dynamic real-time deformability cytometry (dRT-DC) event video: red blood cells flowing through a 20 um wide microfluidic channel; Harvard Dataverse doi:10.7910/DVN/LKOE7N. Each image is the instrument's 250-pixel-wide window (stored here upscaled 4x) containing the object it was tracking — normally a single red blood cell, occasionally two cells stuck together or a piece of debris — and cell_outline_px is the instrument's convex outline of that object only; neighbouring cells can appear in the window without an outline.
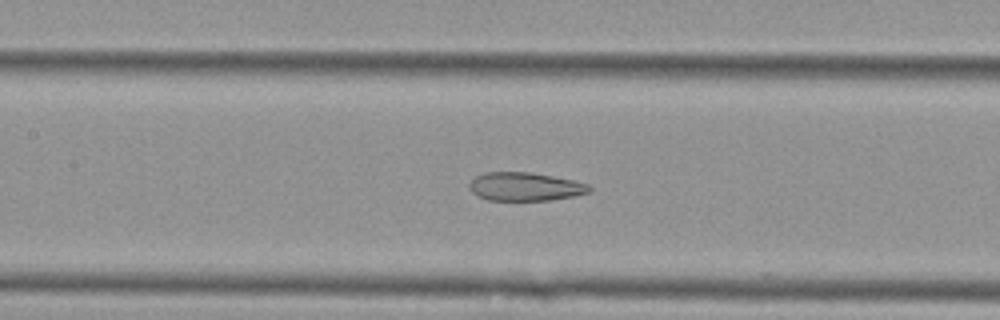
{"species": "Egyptian fruit bat (a non-hibernating species)", "species_latin": "Rousettus aegyptiacus", "temperature_condition": "cold", "stored_images_in_passage": 32, "camera_frame_rate_fps": 3000, "um_per_image_px": 0.085, "animal": {"sex": "female"}, "frame": {"image": 1, "passage_image": 8, "time_ms": 2.333, "image_size_px": [1000, 320], "cell_outline_px": [[592, 188], [588, 192], [572, 196], [552, 200], [488, 200], [476, 196], [472, 192], [468, 184], [476, 176], [484, 172], [528, 172], [552, 176], [572, 180], [588, 184]], "centroid_in_image_um": [44.59, 15.86], "position_along_channel_um": 162.8, "area_um2": 19.77}}
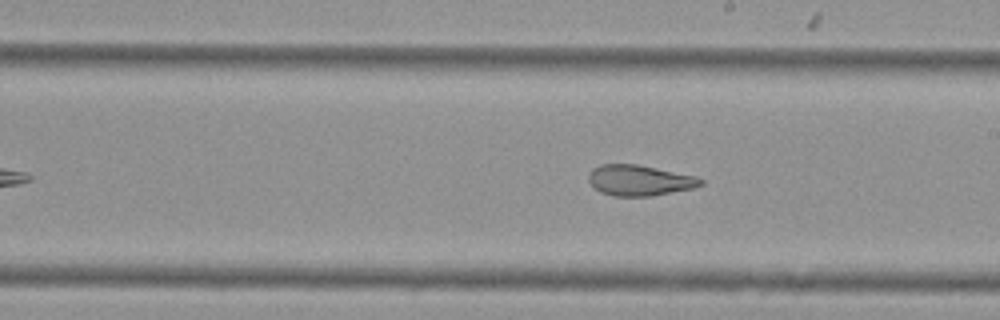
{"frame": {"image": 2, "passage_image": 14, "time_ms": 4.333, "image_size_px": [1000, 320], "cell_outline_px": [[704, 184], [692, 188], [652, 196], [616, 196], [600, 192], [588, 180], [588, 172], [592, 168], [600, 164], [636, 164], [696, 176], [704, 180]], "centroid_in_image_um": [54.34, 15.32], "position_along_channel_um": 234.7, "area_um2": 20.0}}
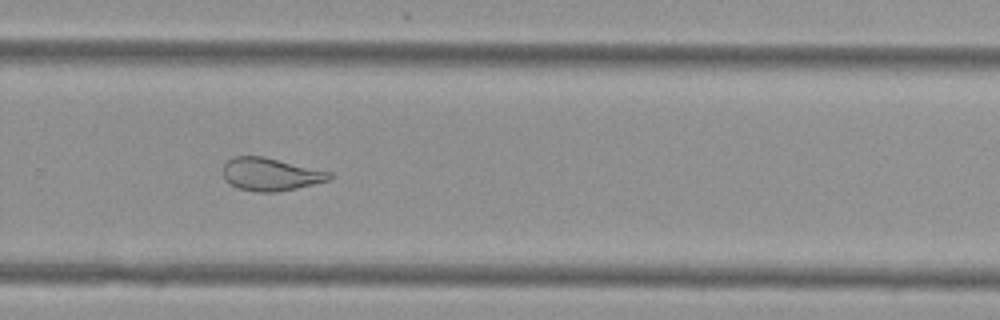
{"frame": {"image": 3, "passage_image": 20, "time_ms": 6.333, "image_size_px": [1000, 320], "cell_outline_px": [[332, 180], [296, 188], [276, 192], [256, 192], [236, 188], [228, 184], [224, 180], [224, 164], [232, 156], [264, 156], [332, 172]], "centroid_in_image_um": [22.99, 14.82], "position_along_channel_um": 306.8, "area_um2": 20.63}}